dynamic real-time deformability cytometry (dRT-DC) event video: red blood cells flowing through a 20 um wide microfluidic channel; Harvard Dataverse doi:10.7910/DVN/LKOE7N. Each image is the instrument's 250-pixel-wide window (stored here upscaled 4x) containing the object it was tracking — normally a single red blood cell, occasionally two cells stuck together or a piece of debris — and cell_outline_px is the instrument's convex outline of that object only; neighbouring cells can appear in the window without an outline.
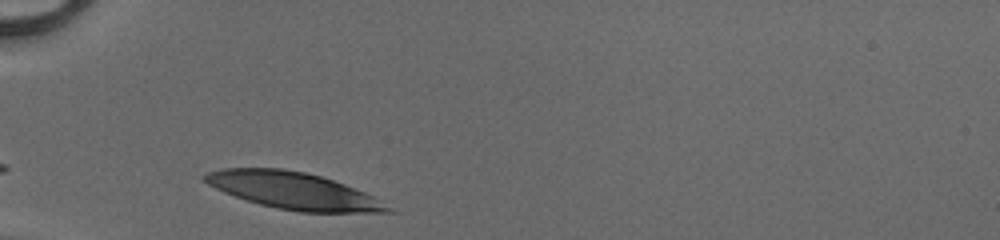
{"species": "human", "species_latin": "Homo sapiens", "temperature_condition": "cold", "stored_images_in_passage": 17, "camera_frame_rate_fps": 3000, "um_per_image_px": 0.085, "donor": {"sex": "male"}, "frame": {"image": 1, "passage_image": 1, "time_ms": 0.0, "image_size_px": [1000, 240], "cell_outline_px": [[396, 212], [300, 212], [276, 208], [260, 204], [224, 192], [208, 184], [200, 176], [208, 172], [224, 168], [284, 168], [304, 172], [320, 176], [344, 184], [364, 192], [372, 196]], "centroid_in_image_um": [24.89, 16.2], "position_along_channel_um": 60.1, "area_um2": 38.73}}
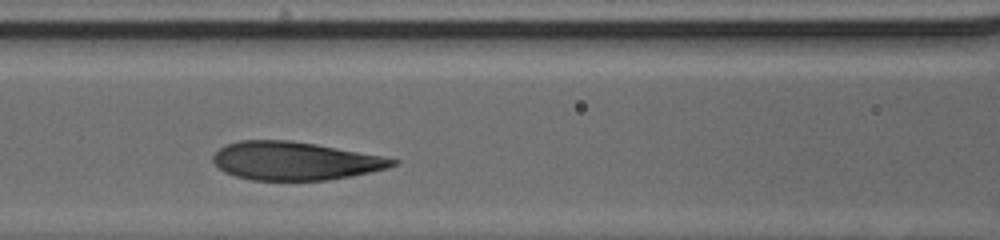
{"frame": {"image": 2, "passage_image": 8, "time_ms": 2.333, "image_size_px": [1000, 240], "cell_outline_px": [[400, 164], [388, 168], [328, 180], [252, 180], [236, 176], [224, 172], [212, 160], [212, 156], [224, 144], [240, 140], [288, 140], [316, 144], [380, 156], [400, 160]], "centroid_in_image_um": [25.04, 13.67], "position_along_channel_um": 141.6, "area_um2": 39.82}}
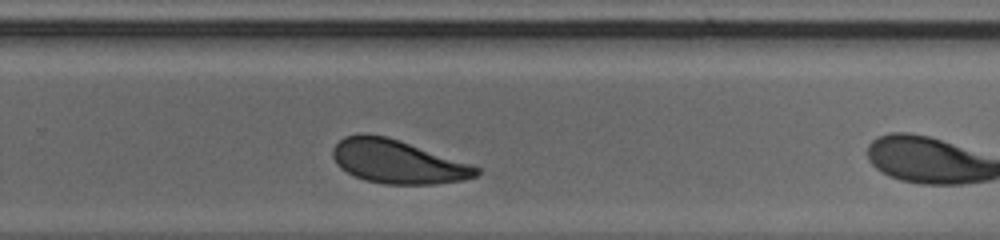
{"frame": {"image": 3, "passage_image": 16, "time_ms": 5.0, "image_size_px": [1000, 240], "cell_outline_px": [[480, 172], [476, 176], [464, 180], [436, 184], [384, 184], [364, 180], [340, 168], [336, 164], [332, 156], [332, 148], [344, 136], [360, 132], [368, 132], [388, 136], [472, 164], [480, 168]], "centroid_in_image_um": [33.77, 13.72], "position_along_channel_um": 296.0, "area_um2": 36.88}}